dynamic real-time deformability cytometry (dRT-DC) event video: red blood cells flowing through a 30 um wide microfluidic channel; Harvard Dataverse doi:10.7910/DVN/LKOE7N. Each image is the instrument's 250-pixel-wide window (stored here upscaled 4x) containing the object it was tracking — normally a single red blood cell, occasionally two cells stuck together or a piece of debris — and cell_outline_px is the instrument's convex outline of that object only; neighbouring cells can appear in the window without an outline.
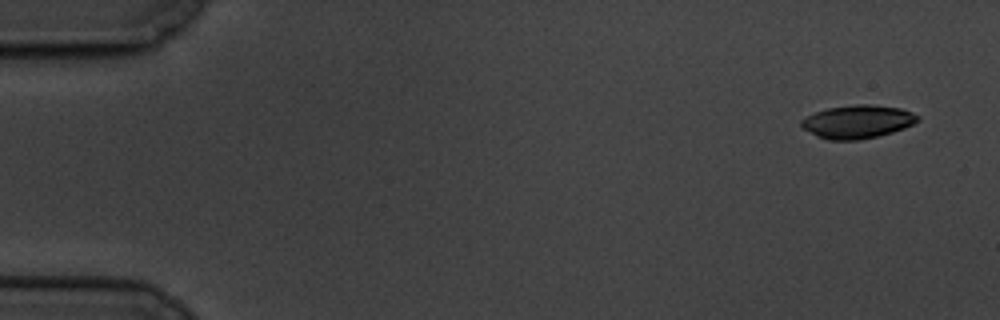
{"species": "common noctule bat (a hibernating species)", "species_latin": "Nyctalus noctula", "temperature_condition": "cold", "stored_images_in_passage": 5, "camera_frame_rate_fps": 3000, "um_per_image_px": 0.085, "animal": {"sex": "male", "body_mass_g": 19.5, "forearm_length_mm": 54.6}, "frame": {"image": 1, "passage_image": 1, "time_ms": 0.0, "image_size_px": [1000, 320], "cell_outline_px": [[920, 120], [904, 128], [892, 132], [860, 140], [828, 140], [816, 136], [800, 128], [800, 120], [804, 116], [828, 108], [856, 104], [872, 104], [900, 108], [912, 112], [920, 116]], "centroid_in_image_um": [72.85, 10.34], "position_along_channel_um": 12.1, "area_um2": 22.77}}
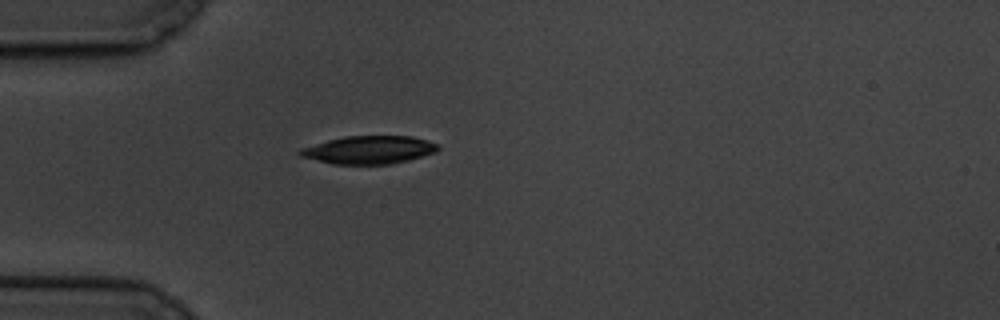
{"frame": {"image": 2, "passage_image": 5, "time_ms": 4.667, "image_size_px": [1000, 320], "cell_outline_px": [[440, 148], [436, 152], [408, 160], [392, 164], [332, 164], [300, 156], [296, 152], [300, 148], [328, 140], [344, 136], [412, 136], [440, 144]], "centroid_in_image_um": [31.36, 12.74], "position_along_channel_um": 53.6, "area_um2": 22.6}}